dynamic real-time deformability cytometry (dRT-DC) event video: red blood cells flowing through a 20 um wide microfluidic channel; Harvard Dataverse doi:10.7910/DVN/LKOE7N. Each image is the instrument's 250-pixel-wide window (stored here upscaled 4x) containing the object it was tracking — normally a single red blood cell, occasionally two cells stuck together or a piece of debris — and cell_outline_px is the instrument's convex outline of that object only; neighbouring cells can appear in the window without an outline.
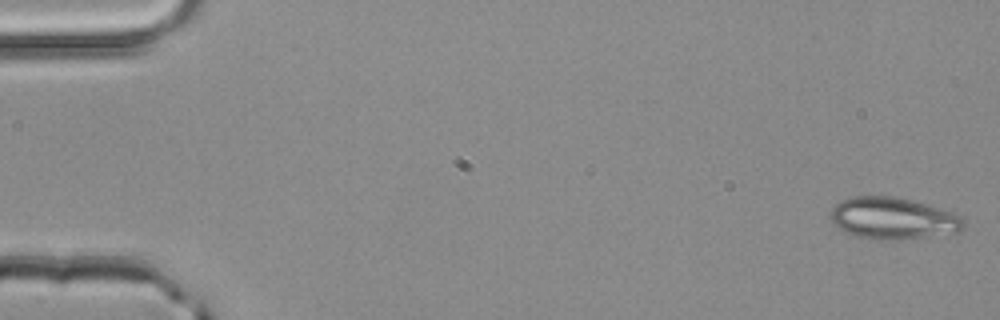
{"species": "common noctule bat (a hibernating species)", "species_latin": "Nyctalus noctula", "temperature_condition": "room temperature", "stored_images_in_passage": 8, "camera_frame_rate_fps": 3000, "um_per_image_px": 0.085, "animal": {"sex": "male", "body_mass_g": 20.4}, "frame": {"image": 1, "passage_image": 1, "time_ms": 0.0, "image_size_px": [1000, 320], "cell_outline_px": [[964, 228], [960, 232], [900, 240], [872, 240], [856, 236], [844, 232], [836, 228], [832, 220], [832, 208], [840, 200], [852, 196], [892, 196], [912, 200], [956, 212], [964, 216]], "centroid_in_image_um": [75.94, 18.57], "position_along_channel_um": 9.1, "area_um2": 33.0}}